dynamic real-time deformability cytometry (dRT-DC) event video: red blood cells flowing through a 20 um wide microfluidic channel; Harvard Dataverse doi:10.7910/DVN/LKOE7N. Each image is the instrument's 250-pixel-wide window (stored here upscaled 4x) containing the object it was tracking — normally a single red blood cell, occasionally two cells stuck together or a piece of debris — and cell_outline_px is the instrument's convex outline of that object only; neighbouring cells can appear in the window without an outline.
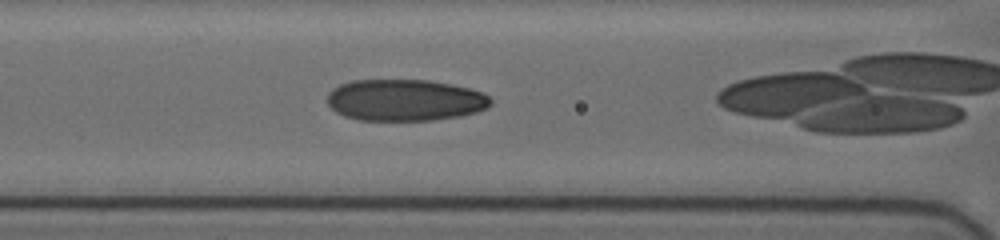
{"species": "human", "species_latin": "Homo sapiens", "temperature_condition": "cold", "stored_images_in_passage": 18, "camera_frame_rate_fps": 3000, "um_per_image_px": 0.085, "donor": {"sex": "female"}, "frame": {"image": 1, "passage_image": 7, "time_ms": 2.0, "image_size_px": [1000, 240], "cell_outline_px": [[492, 104], [488, 108], [476, 112], [460, 116], [432, 120], [356, 120], [344, 116], [336, 112], [328, 104], [328, 92], [332, 88], [340, 84], [352, 80], [428, 80], [468, 88], [484, 92], [492, 100]], "centroid_in_image_um": [34.42, 8.51], "position_along_channel_um": 132.2, "area_um2": 39.77}}
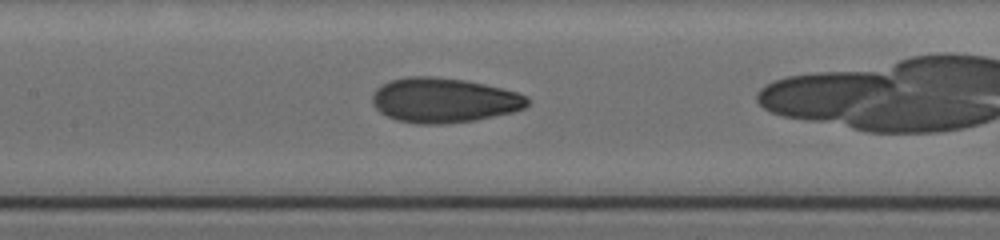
{"frame": {"image": 2, "passage_image": 13, "time_ms": 3.0, "image_size_px": [1000, 240], "cell_outline_px": [[528, 104], [524, 108], [512, 112], [476, 120], [440, 124], [416, 124], [396, 120], [380, 112], [372, 104], [372, 96], [376, 88], [388, 80], [408, 76], [436, 76], [464, 80], [504, 88], [528, 96]], "centroid_in_image_um": [37.7, 8.51], "position_along_channel_um": 169.7, "area_um2": 40.69}}
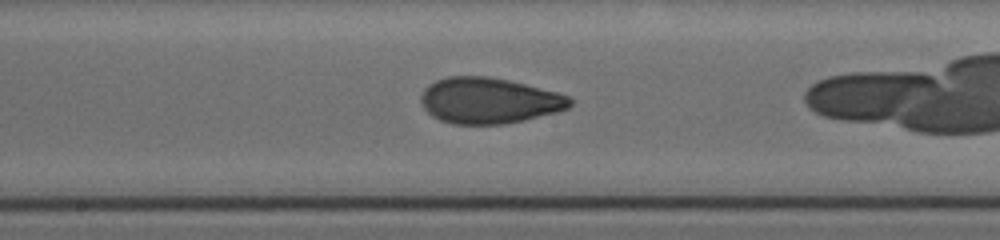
{"frame": {"image": 3, "passage_image": 16, "time_ms": 4.0, "image_size_px": [1000, 240], "cell_outline_px": [[572, 104], [568, 108], [556, 112], [524, 120], [504, 124], [452, 124], [440, 120], [432, 116], [420, 104], [420, 96], [424, 88], [428, 84], [436, 80], [448, 76], [488, 76], [508, 80], [556, 92], [568, 96], [572, 100]], "centroid_in_image_um": [41.52, 8.55], "position_along_channel_um": 206.7, "area_um2": 39.88}}